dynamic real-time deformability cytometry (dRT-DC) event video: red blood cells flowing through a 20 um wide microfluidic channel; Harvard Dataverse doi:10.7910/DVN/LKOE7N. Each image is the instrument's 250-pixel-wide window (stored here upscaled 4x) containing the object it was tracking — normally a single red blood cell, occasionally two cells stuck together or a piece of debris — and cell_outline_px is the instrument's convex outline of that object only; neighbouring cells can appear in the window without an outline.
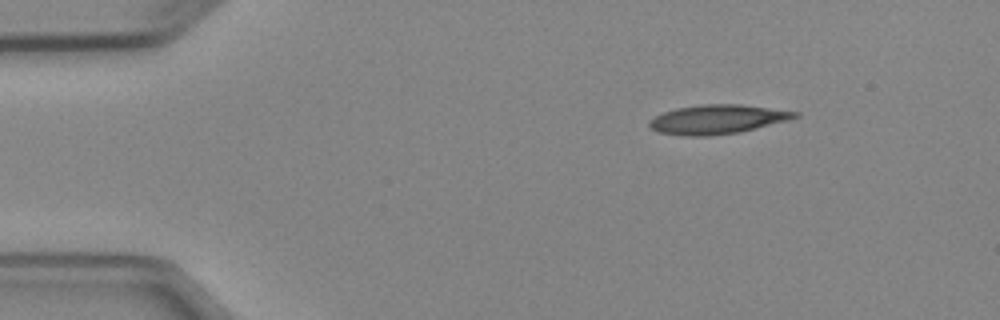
{"species": "Egyptian fruit bat (a non-hibernating species)", "species_latin": "Rousettus aegyptiacus", "temperature_condition": "cold", "stored_images_in_passage": 3, "camera_frame_rate_fps": 3000, "um_per_image_px": 0.085, "animal": {"sex": "female"}, "frame": {"image": 1, "passage_image": 1, "time_ms": 0.0, "image_size_px": [1000, 320], "cell_outline_px": [[800, 116], [788, 120], [740, 132], [708, 136], [684, 136], [660, 132], [652, 128], [648, 124], [648, 120], [664, 112], [676, 108], [700, 104], [740, 104], [800, 112]], "centroid_in_image_um": [60.98, 10.14], "position_along_channel_um": 24.0, "area_um2": 24.68}}